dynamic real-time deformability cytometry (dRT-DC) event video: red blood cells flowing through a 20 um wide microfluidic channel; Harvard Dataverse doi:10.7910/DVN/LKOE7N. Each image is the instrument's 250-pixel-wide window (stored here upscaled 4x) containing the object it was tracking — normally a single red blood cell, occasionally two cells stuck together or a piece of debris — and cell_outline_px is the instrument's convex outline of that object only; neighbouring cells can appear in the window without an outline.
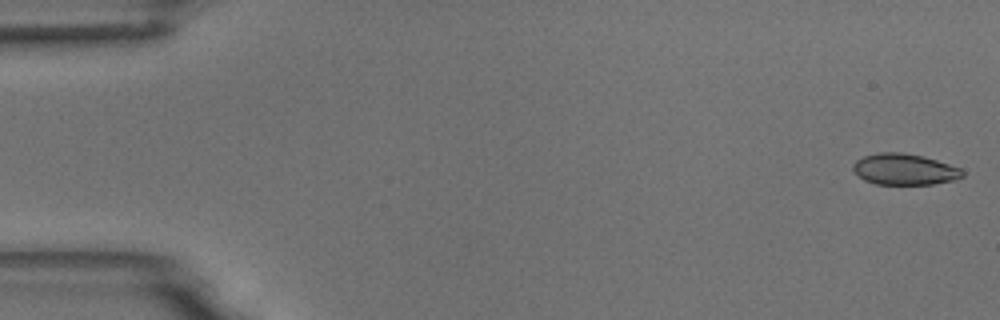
{"species": "common noctule bat (a hibernating species)", "species_latin": "Nyctalus noctula", "temperature_condition": "room temperature", "stored_images_in_passage": 54, "camera_frame_rate_fps": 3000, "um_per_image_px": 0.085, "animal": {"sex": "male", "body_mass_g": 18.8}, "frame": {"image": 1, "passage_image": 1, "time_ms": 0.0, "image_size_px": [1000, 320], "cell_outline_px": [[964, 176], [956, 180], [932, 184], [876, 184], [864, 180], [852, 168], [852, 164], [856, 160], [864, 156], [880, 152], [900, 152], [924, 156], [960, 168], [964, 172]], "centroid_in_image_um": [76.89, 14.39], "position_along_channel_um": 8.1, "area_um2": 19.83}}
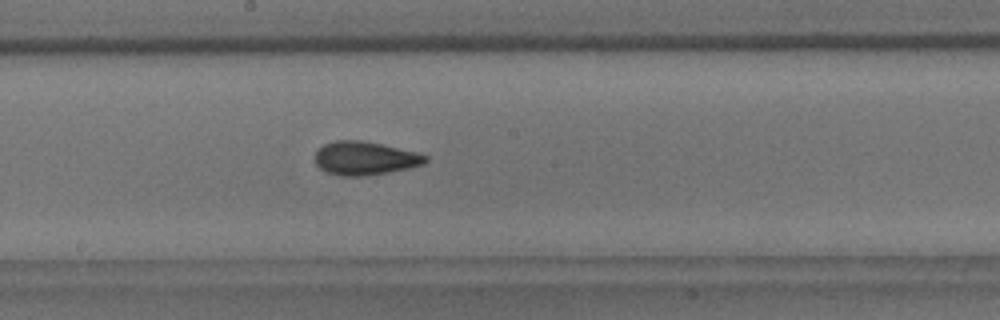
{"frame": {"image": 2, "passage_image": 29, "time_ms": 9.333, "image_size_px": [1000, 320], "cell_outline_px": [[428, 160], [424, 164], [408, 168], [388, 172], [364, 176], [340, 176], [328, 172], [320, 168], [316, 164], [316, 152], [324, 144], [336, 140], [360, 140], [380, 144], [416, 152], [428, 156]], "centroid_in_image_um": [31.02, 13.45], "position_along_channel_um": 217.2, "area_um2": 21.33}}
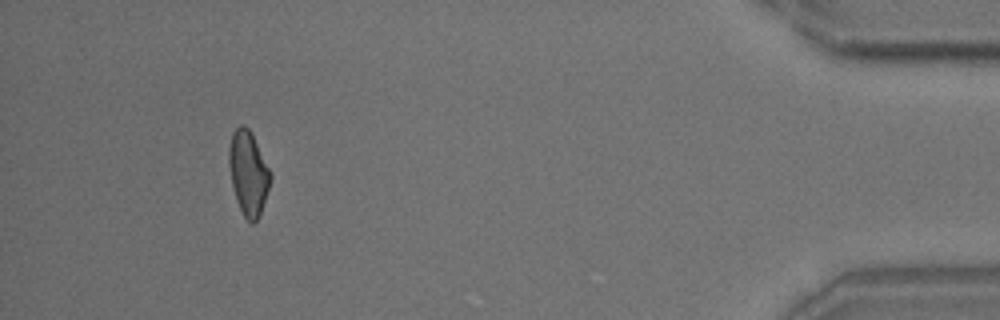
{"frame": {"image": 3, "passage_image": 50, "time_ms": 16.333, "image_size_px": [1000, 320], "cell_outline_px": [[272, 176], [260, 216], [252, 224], [244, 216], [236, 200], [232, 184], [228, 164], [228, 148], [232, 132], [240, 124], [244, 124], [248, 128], [272, 172]], "centroid_in_image_um": [21.1, 14.69], "position_along_channel_um": 414.1, "area_um2": 20.35}, "authors_computed_cell_mechanics": {"area_um2": 20.5479, "velocity_mm_per_s": 3.7259, "shape_relaxation_time_tau1_ms": 7.5811, "shape_relaxation_time_tau2_ms": 1.6175, "deformation_change_tau1": 0.1646, "deformation_change_tau2": 0.0664}}